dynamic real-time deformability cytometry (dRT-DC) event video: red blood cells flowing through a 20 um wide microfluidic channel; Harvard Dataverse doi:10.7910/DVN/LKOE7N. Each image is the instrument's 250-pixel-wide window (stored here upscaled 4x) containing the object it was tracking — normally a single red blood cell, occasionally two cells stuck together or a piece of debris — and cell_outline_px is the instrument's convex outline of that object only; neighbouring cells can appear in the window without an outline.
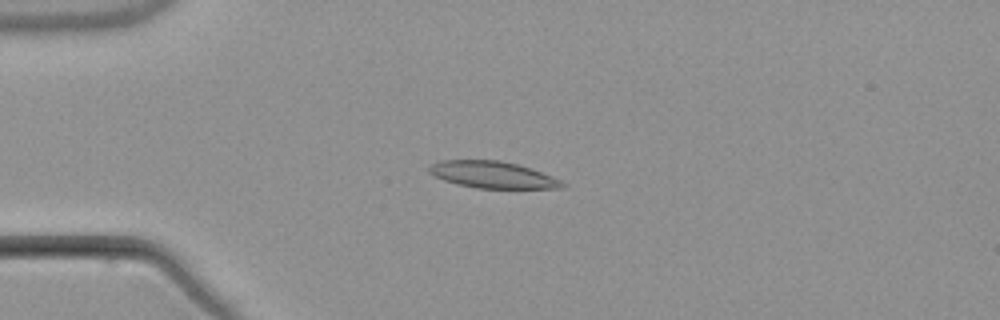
{"species": "common noctule bat (a hibernating species)", "species_latin": "Nyctalus noctula", "temperature_condition": "warm", "stored_images_in_passage": 5, "camera_frame_rate_fps": 3000, "um_per_image_px": 0.085, "animal": {"sex": "male", "body_mass_g": 21.5, "forearm_length_mm": 52.0}, "frame": {"image": 1, "passage_image": 4, "time_ms": 3.667, "image_size_px": [1000, 320], "cell_outline_px": [[568, 184], [564, 188], [476, 188], [456, 184], [444, 180], [428, 172], [428, 164], [440, 160], [500, 160], [516, 164], [552, 176]], "centroid_in_image_um": [41.84, 14.85], "position_along_channel_um": 43.2, "area_um2": 20.75}}